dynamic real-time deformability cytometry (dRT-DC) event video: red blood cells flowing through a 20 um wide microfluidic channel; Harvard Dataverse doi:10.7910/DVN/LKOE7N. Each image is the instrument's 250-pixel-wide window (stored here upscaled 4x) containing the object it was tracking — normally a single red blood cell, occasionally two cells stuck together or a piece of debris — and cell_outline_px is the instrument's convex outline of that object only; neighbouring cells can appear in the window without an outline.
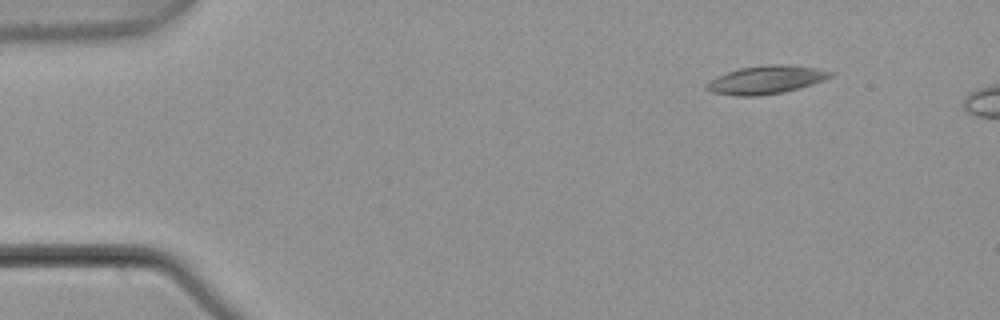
{"species": "common noctule bat (a hibernating species)", "species_latin": "Nyctalus noctula", "temperature_condition": "warm", "stored_images_in_passage": 5, "segment_of_instrument_passage": [2, 2], "camera_frame_rate_fps": 3000, "um_per_image_px": 0.085, "animal": {"sex": "male", "body_mass_g": 21.5, "forearm_length_mm": 52.0}, "frame": {"image": 1, "passage_image": 5, "time_ms": 1.333, "image_size_px": [1000, 320], "cell_outline_px": [[836, 72], [832, 76], [824, 80], [800, 88], [784, 92], [756, 96], [736, 96], [708, 92], [704, 88], [704, 84], [716, 76], [740, 68], [768, 64], [792, 64], [816, 68]], "centroid_in_image_um": [65.1, 6.78], "position_along_channel_um": 19.9, "area_um2": 20.69}}